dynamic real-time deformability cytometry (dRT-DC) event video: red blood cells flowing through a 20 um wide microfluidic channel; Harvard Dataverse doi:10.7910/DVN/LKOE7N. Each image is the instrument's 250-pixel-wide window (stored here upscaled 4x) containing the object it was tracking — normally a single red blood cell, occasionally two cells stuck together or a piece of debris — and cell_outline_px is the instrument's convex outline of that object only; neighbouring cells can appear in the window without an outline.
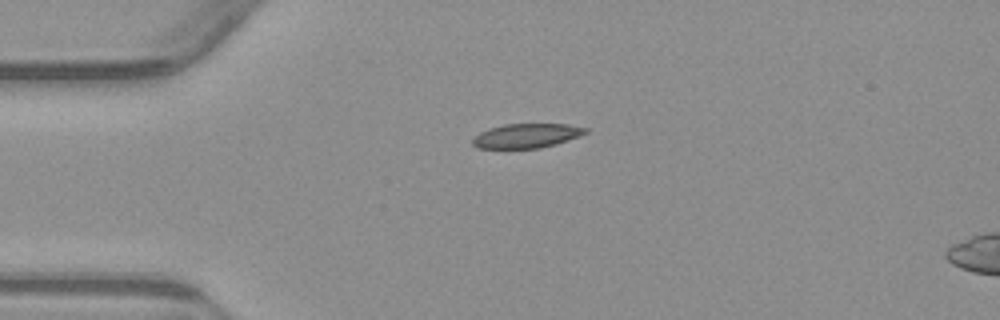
{"species": "common noctule bat (a hibernating species)", "species_latin": "Nyctalus noctula", "temperature_condition": "warm", "stored_images_in_passage": 4, "camera_frame_rate_fps": 3000, "um_per_image_px": 0.085, "animal": {"sex": "male", "body_mass_g": 23.1, "forearm_length_mm": 52.7}, "frame": {"image": 1, "passage_image": 1, "time_ms": 0.0, "image_size_px": [1000, 320], "cell_outline_px": [[588, 132], [580, 136], [556, 144], [540, 148], [476, 148], [472, 144], [472, 140], [480, 132], [488, 128], [504, 124], [568, 124], [588, 128]], "centroid_in_image_um": [44.77, 11.53], "position_along_channel_um": 40.2, "area_um2": 16.07}}